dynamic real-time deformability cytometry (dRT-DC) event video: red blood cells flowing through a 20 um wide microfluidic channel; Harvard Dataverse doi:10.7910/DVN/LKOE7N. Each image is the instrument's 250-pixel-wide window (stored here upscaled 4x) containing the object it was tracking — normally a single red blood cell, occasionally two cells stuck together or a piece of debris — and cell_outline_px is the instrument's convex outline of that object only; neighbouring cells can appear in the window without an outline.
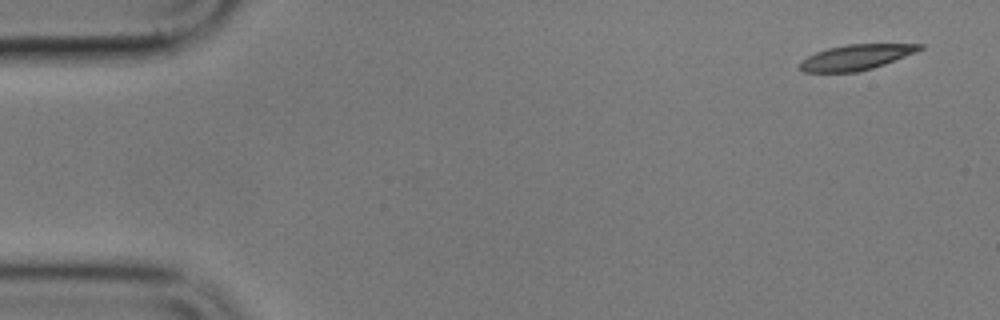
{"species": "common noctule bat (a hibernating species)", "species_latin": "Nyctalus noctula", "temperature_condition": "cold", "stored_images_in_passage": 5, "camera_frame_rate_fps": 3000, "um_per_image_px": 0.085, "animal": {"sex": "male", "body_mass_g": 17.9}, "frame": {"image": 1, "passage_image": 1, "time_ms": 0.0, "image_size_px": [1000, 320], "cell_outline_px": [[924, 48], [916, 52], [884, 64], [872, 68], [856, 72], [804, 72], [800, 68], [800, 64], [808, 56], [816, 52], [828, 48], [848, 44], [924, 44]], "centroid_in_image_um": [72.79, 4.86], "position_along_channel_um": 12.2, "area_um2": 17.46}}
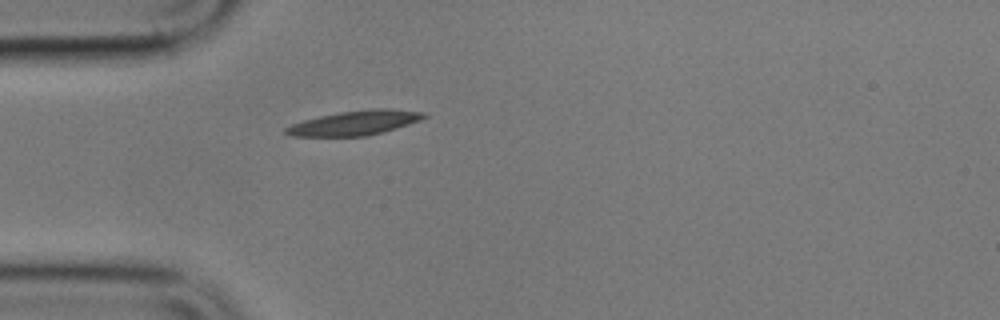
{"frame": {"image": 2, "passage_image": 5, "time_ms": 4.667, "image_size_px": [1000, 320], "cell_outline_px": [[428, 116], [420, 120], [384, 132], [368, 136], [292, 136], [284, 132], [284, 128], [292, 124], [304, 120], [320, 116], [340, 112], [372, 108], [392, 108], [424, 112]], "centroid_in_image_um": [30.19, 10.44], "position_along_channel_um": 54.8, "area_um2": 19.77}}